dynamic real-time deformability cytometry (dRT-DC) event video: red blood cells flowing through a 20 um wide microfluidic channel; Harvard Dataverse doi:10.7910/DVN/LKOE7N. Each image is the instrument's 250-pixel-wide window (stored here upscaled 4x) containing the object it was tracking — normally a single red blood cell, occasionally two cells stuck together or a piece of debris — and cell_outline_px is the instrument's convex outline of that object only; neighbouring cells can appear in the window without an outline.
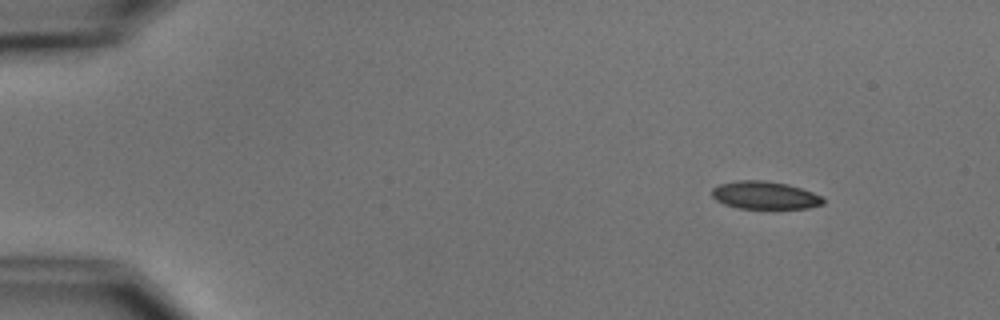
{"species": "common noctule bat (a hibernating species)", "species_latin": "Nyctalus noctula", "temperature_condition": "cold", "stored_images_in_passage": 4, "camera_frame_rate_fps": 3000, "um_per_image_px": 0.085, "animal": {"sex": "male", "body_mass_g": 15.6}, "frame": {"image": 1, "passage_image": 1, "time_ms": 0.0, "image_size_px": [1000, 320], "cell_outline_px": [[824, 204], [808, 208], [740, 208], [724, 204], [716, 200], [712, 196], [712, 188], [720, 184], [736, 180], [764, 180], [788, 184], [812, 192], [820, 196], [824, 200]], "centroid_in_image_um": [64.99, 16.59], "position_along_channel_um": 20.0, "area_um2": 17.92}}
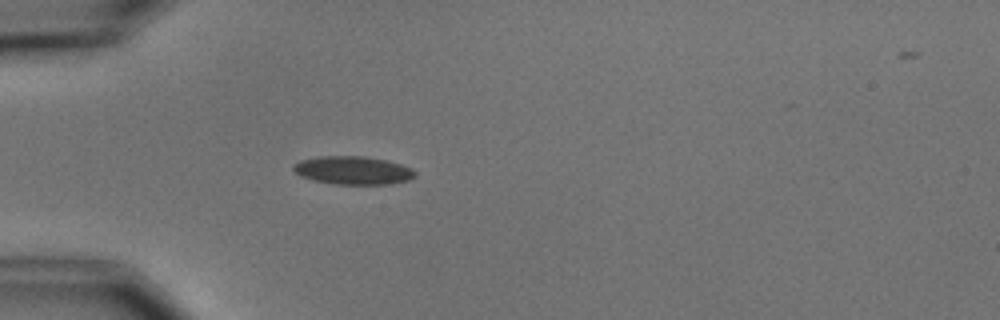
{"frame": {"image": 2, "passage_image": 4, "time_ms": 3.333, "image_size_px": [1000, 320], "cell_outline_px": [[416, 176], [408, 180], [392, 184], [332, 184], [300, 176], [292, 168], [292, 164], [300, 160], [320, 156], [364, 156], [384, 160], [400, 164], [412, 168], [416, 172]], "centroid_in_image_um": [30.0, 14.48], "position_along_channel_um": 55.0, "area_um2": 20.0}}